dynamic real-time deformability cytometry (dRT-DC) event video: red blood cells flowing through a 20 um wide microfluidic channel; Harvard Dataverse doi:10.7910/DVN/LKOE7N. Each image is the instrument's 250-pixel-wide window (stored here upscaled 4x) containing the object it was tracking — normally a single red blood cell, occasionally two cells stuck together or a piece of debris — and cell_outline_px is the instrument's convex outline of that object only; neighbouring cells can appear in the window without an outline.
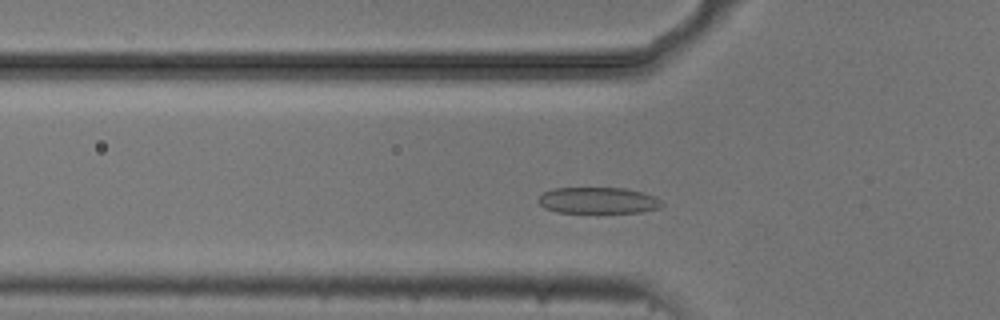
{"species": "common noctule bat (a hibernating species)", "species_latin": "Nyctalus noctula", "temperature_condition": "cold", "stored_images_in_passage": 47, "camera_frame_rate_fps": 3000, "um_per_image_px": 0.085, "animal": {"sex": "male", "body_mass_g": 20.5, "forearm_length_mm": 52.5}, "frame": {"image": 1, "passage_image": 11, "time_ms": 3.333, "image_size_px": [1000, 320], "cell_outline_px": [[664, 204], [660, 208], [640, 212], [556, 212], [544, 208], [536, 200], [544, 192], [552, 188], [624, 188], [644, 192], [656, 196]], "centroid_in_image_um": [50.85, 17.03], "position_along_channel_um": 75.0, "area_um2": 19.02}}
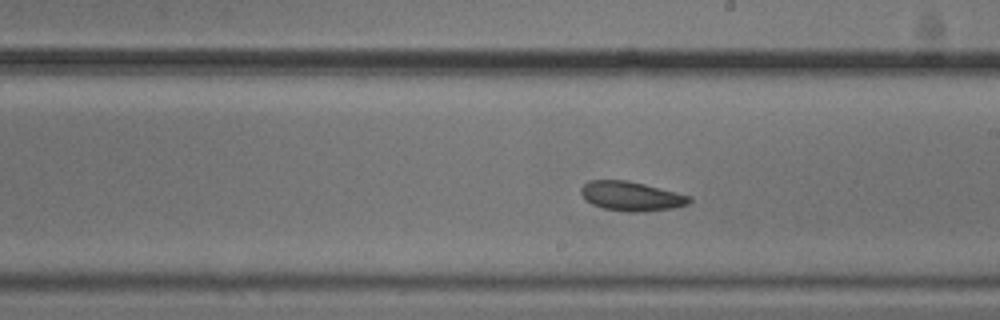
{"frame": {"image": 2, "passage_image": 24, "time_ms": 7.667, "image_size_px": [1000, 320], "cell_outline_px": [[692, 200], [688, 204], [672, 208], [636, 212], [628, 212], [604, 208], [592, 204], [584, 200], [580, 192], [580, 188], [588, 180], [628, 180], [692, 196]], "centroid_in_image_um": [53.63, 16.66], "position_along_channel_um": 235.4, "area_um2": 18.55}}
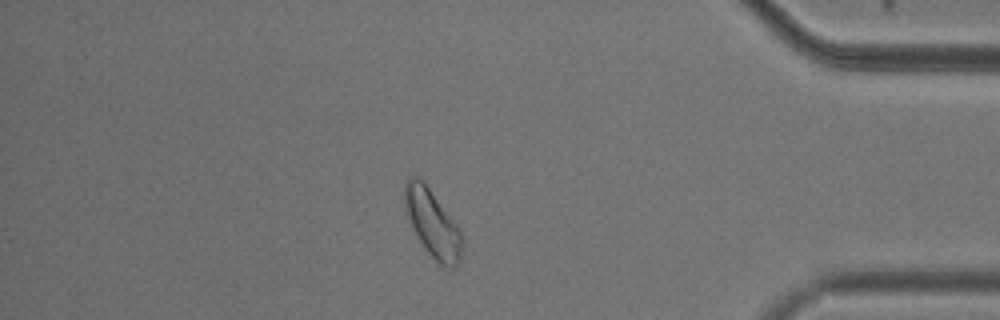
{"frame": {"image": 3, "passage_image": 40, "time_ms": 13.0, "image_size_px": [1000, 320], "cell_outline_px": [[460, 264], [456, 268], [448, 268], [440, 264], [424, 248], [416, 236], [412, 228], [404, 204], [404, 180], [408, 176], [416, 176], [424, 180], [460, 228]], "centroid_in_image_um": [36.73, 18.93], "position_along_channel_um": 398.5, "area_um2": 22.66}, "authors_computed_cell_mechanics": {"area_um2": 19.7676, "velocity_mm_per_s": 3.685, "shape_relaxation_time_tau1_ms": 3.7243, "shape_relaxation_time_tau2_ms": 3.1265, "deformation_change_tau1": 0.0936, "deformation_change_tau2": 0.0663}}